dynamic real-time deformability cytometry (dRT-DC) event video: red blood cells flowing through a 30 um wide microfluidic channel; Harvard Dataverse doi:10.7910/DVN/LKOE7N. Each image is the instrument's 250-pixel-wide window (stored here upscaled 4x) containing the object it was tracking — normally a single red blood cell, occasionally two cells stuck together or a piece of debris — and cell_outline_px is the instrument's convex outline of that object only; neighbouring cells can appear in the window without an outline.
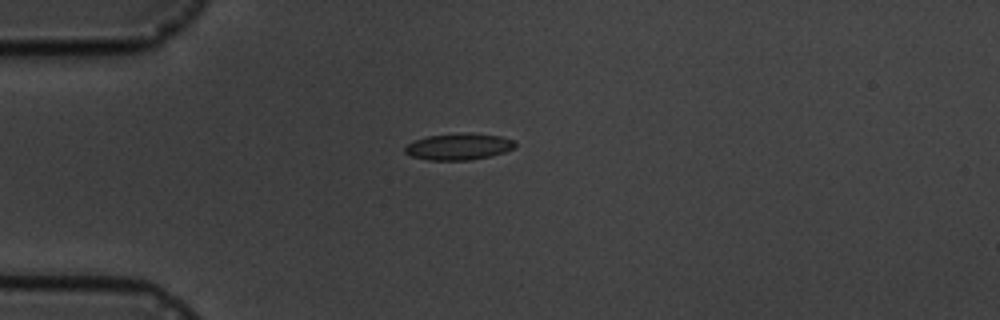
{"species": "common noctule bat (a hibernating species)", "species_latin": "Nyctalus noctula", "temperature_condition": "cold", "stored_images_in_passage": 5, "camera_frame_rate_fps": 3000, "um_per_image_px": 0.085, "animal": {"sex": "male", "body_mass_g": 19.5, "forearm_length_mm": 54.6}, "frame": {"image": 1, "passage_image": 1, "time_ms": 0.0, "image_size_px": [1000, 320], "cell_outline_px": [[516, 148], [504, 152], [488, 156], [468, 160], [428, 160], [412, 156], [404, 152], [404, 148], [412, 140], [428, 136], [460, 132], [472, 132], [500, 136], [516, 140]], "centroid_in_image_um": [39.01, 12.44], "position_along_channel_um": 46.0, "area_um2": 17.28}}
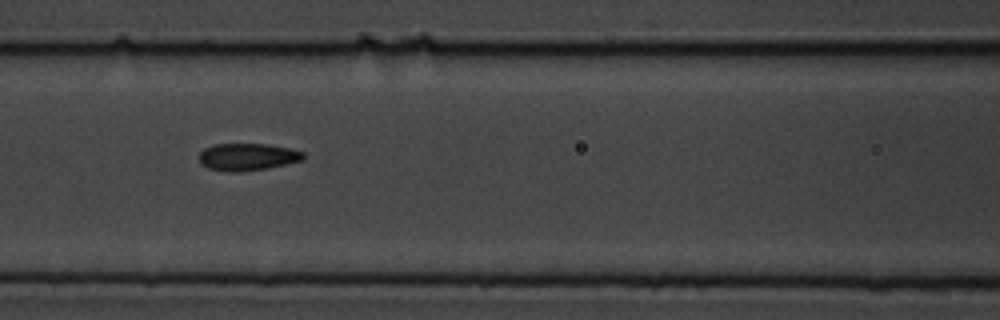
{"frame": {"image": 2, "passage_image": 4, "time_ms": 3.333, "image_size_px": [1000, 320], "cell_outline_px": [[304, 160], [268, 168], [240, 172], [228, 172], [208, 168], [200, 164], [200, 152], [204, 148], [216, 144], [268, 144], [288, 148], [304, 152]], "centroid_in_image_um": [21.03, 13.34], "position_along_channel_um": 145.6, "area_um2": 16.59}}
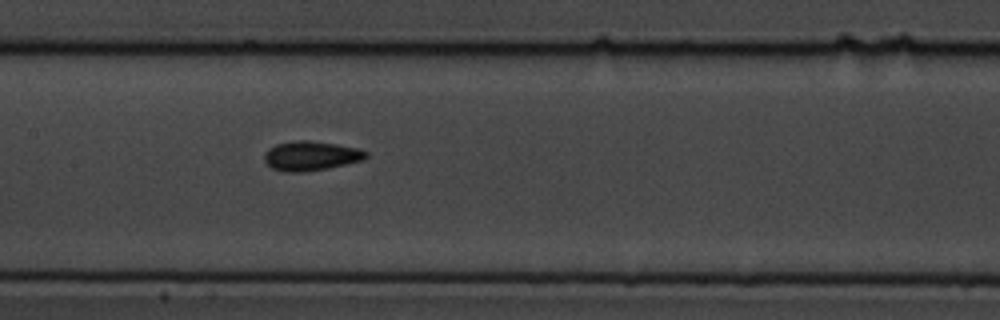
{"frame": {"image": 3, "passage_image": 5, "time_ms": 4.333, "image_size_px": [1000, 320], "cell_outline_px": [[368, 156], [364, 160], [328, 168], [304, 172], [284, 172], [272, 168], [264, 160], [264, 152], [268, 148], [276, 144], [296, 140], [308, 140], [336, 144], [360, 148], [368, 152]], "centroid_in_image_um": [26.43, 13.24], "position_along_channel_um": 181.0, "area_um2": 17.63}}